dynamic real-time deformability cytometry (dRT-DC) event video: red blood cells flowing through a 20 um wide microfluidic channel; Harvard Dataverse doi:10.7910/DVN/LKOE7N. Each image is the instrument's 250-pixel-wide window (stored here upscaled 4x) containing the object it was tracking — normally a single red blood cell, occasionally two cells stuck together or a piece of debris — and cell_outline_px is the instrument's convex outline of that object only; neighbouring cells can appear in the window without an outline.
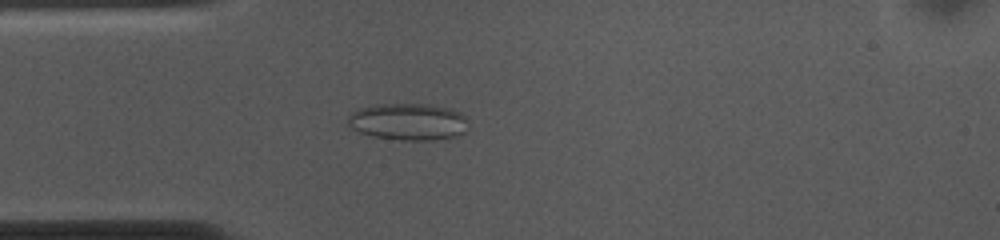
{"species": "common noctule bat (a hibernating species)", "species_latin": "Nyctalus noctula", "temperature_condition": "cold", "stored_images_in_passage": 53, "camera_frame_rate_fps": 3000, "um_per_image_px": 0.085, "animal": {"sex": "female", "body_mass_g": 10.0, "forearm_length_mm": 53.1}, "frame": {"image": 1, "passage_image": 13, "time_ms": 4.0, "image_size_px": [1000, 240], "cell_outline_px": [[468, 128], [464, 132], [456, 136], [432, 140], [400, 140], [372, 136], [360, 132], [352, 128], [348, 124], [348, 116], [352, 112], [360, 108], [376, 104], [428, 104], [452, 108], [460, 112], [468, 120]], "centroid_in_image_um": [34.73, 10.34], "position_along_channel_um": 50.3, "area_um2": 26.07}}
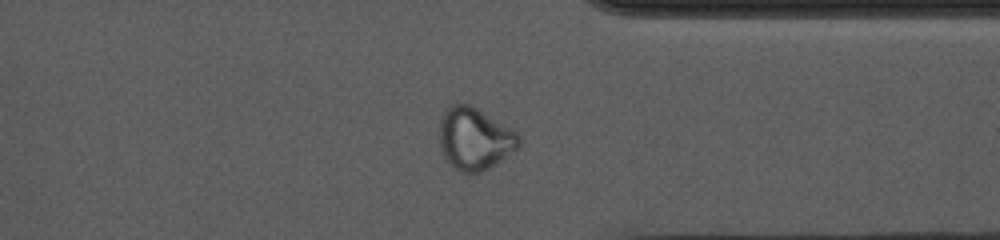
{"frame": {"image": 2, "passage_image": 40, "time_ms": 13.0, "image_size_px": [1000, 240], "cell_outline_px": [[520, 144], [516, 148], [488, 168], [480, 172], [464, 172], [456, 168], [444, 156], [440, 148], [440, 120], [448, 104], [468, 104], [476, 108], [516, 132], [520, 136]], "centroid_in_image_um": [40.31, 11.77], "position_along_channel_um": 371.1, "area_um2": 27.98}}
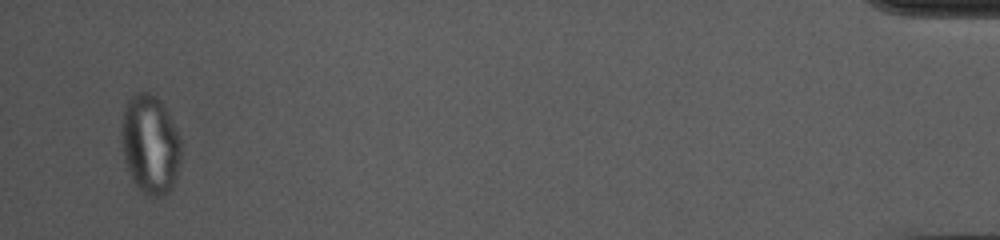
{"frame": {"image": 3, "passage_image": 51, "time_ms": 16.667, "image_size_px": [1000, 240], "cell_outline_px": [[180, 160], [176, 176], [172, 188], [168, 192], [160, 196], [148, 196], [140, 192], [128, 168], [124, 156], [120, 140], [120, 128], [124, 100], [136, 92], [148, 92], [156, 96], [160, 100], [168, 112], [180, 136]], "centroid_in_image_um": [12.73, 12.22], "position_along_channel_um": 422.5, "area_um2": 34.85}, "authors_computed_cell_mechanics": {"area_um2": 27.3394, "velocity_mm_per_s": 3.6753, "shape_relaxation_time_tau1_ms": null, "shape_relaxation_time_tau2_ms": 1.4423, "deformation_change_tau1": null, "deformation_change_tau2": 0.0598}}